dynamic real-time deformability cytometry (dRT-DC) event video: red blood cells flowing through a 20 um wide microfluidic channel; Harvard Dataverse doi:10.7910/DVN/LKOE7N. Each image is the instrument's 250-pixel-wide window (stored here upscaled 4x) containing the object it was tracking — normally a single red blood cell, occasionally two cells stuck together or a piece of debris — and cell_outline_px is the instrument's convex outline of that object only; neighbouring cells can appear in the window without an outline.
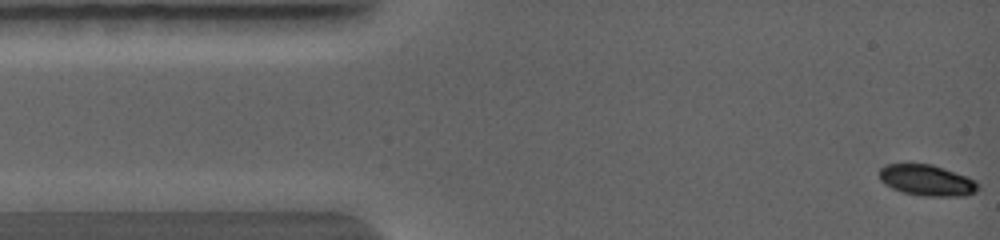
{"species": "common noctule bat (a hibernating species)", "species_latin": "Nyctalus noctula", "temperature_condition": "warm", "stored_images_in_passage": 12, "camera_frame_rate_fps": 5000, "um_per_image_px": 0.085, "animal": {"sex": "female", "body_mass_g": 19.0, "forearm_length_mm": 56.7}, "frame": {"image": 1, "passage_image": 1, "time_ms": 0.0, "image_size_px": [1000, 240], "cell_outline_px": [[972, 192], [904, 192], [888, 184], [880, 176], [880, 172], [884, 168], [892, 164], [924, 164], [960, 176], [968, 180], [972, 184]], "centroid_in_image_um": [78.52, 15.23], "position_along_channel_um": 6.5, "area_um2": 14.28}}
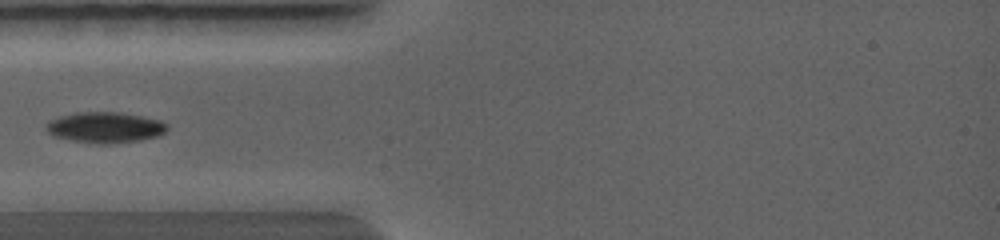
{"frame": {"image": 2, "passage_image": 5, "time_ms": 2.8, "image_size_px": [1000, 240], "cell_outline_px": [[164, 132], [156, 136], [140, 140], [112, 144], [96, 144], [56, 136], [48, 128], [48, 124], [52, 120], [76, 112], [116, 112], [156, 120], [164, 124]], "centroid_in_image_um": [8.94, 10.84], "position_along_channel_um": 76.1, "area_um2": 20.58}}
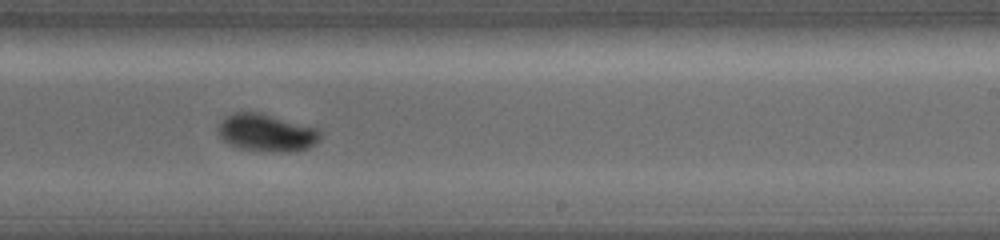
{"frame": {"image": 3, "passage_image": 11, "time_ms": 6.2, "image_size_px": [1000, 240], "cell_outline_px": [[316, 140], [308, 148], [296, 152], [268, 152], [240, 148], [232, 144], [220, 132], [220, 128], [224, 120], [232, 112], [260, 112], [312, 128], [316, 132]], "centroid_in_image_um": [22.64, 11.3], "position_along_channel_um": 266.4, "area_um2": 21.04}}